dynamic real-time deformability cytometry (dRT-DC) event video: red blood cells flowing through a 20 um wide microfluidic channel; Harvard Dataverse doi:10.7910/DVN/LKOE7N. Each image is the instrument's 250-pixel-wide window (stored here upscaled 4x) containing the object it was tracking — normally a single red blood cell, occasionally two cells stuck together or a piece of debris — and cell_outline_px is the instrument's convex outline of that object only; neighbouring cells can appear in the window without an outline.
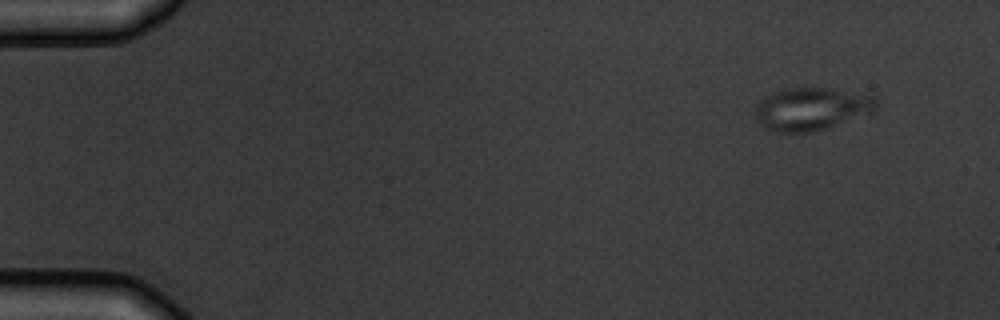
{"species": "common noctule bat (a hibernating species)", "species_latin": "Nyctalus noctula", "temperature_condition": "warm", "stored_images_in_passage": 9, "camera_frame_rate_fps": 3000, "um_per_image_px": 0.085, "animal": {"sex": "male", "body_mass_g": 19.5, "forearm_length_mm": 54.6}, "frame": {"image": 1, "passage_image": 1, "time_ms": 0.0, "image_size_px": [1000, 320], "cell_outline_px": [[876, 104], [872, 112], [828, 128], [816, 132], [776, 132], [764, 128], [756, 120], [756, 104], [764, 96], [784, 88], [832, 88], [876, 92]], "centroid_in_image_um": [69.03, 9.23], "position_along_channel_um": 16.0, "area_um2": 30.92}}